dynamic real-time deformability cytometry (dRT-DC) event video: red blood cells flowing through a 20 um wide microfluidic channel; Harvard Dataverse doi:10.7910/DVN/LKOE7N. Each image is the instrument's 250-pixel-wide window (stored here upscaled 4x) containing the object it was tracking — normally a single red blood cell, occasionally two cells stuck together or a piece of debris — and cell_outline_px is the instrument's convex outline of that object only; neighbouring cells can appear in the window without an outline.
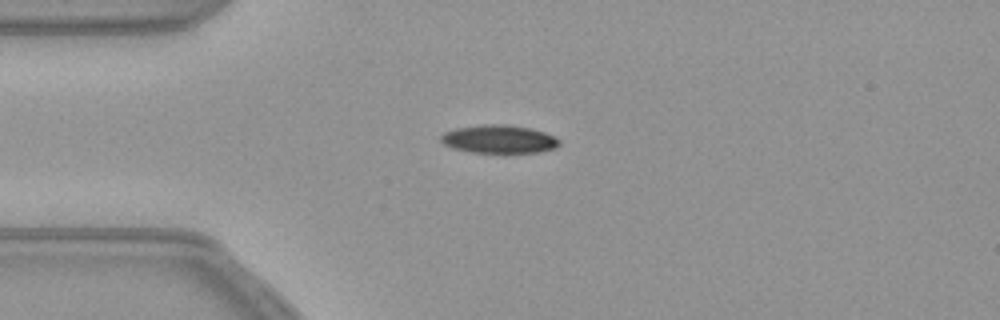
{"species": "common noctule bat (a hibernating species)", "species_latin": "Nyctalus noctula", "temperature_condition": "warm", "stored_images_in_passage": 42, "camera_frame_rate_fps": 3000, "um_per_image_px": 0.085, "animal": {"sex": "female", "body_mass_g": 21.9}, "frame": {"image": 1, "passage_image": 1, "time_ms": 0.0, "image_size_px": [1000, 320], "cell_outline_px": [[560, 144], [556, 148], [540, 152], [504, 156], [472, 152], [452, 148], [444, 144], [440, 140], [440, 136], [444, 132], [456, 128], [480, 124], [504, 124], [532, 128], [556, 136], [560, 140]], "centroid_in_image_um": [42.46, 11.87], "position_along_channel_um": 42.5, "area_um2": 20.58}}
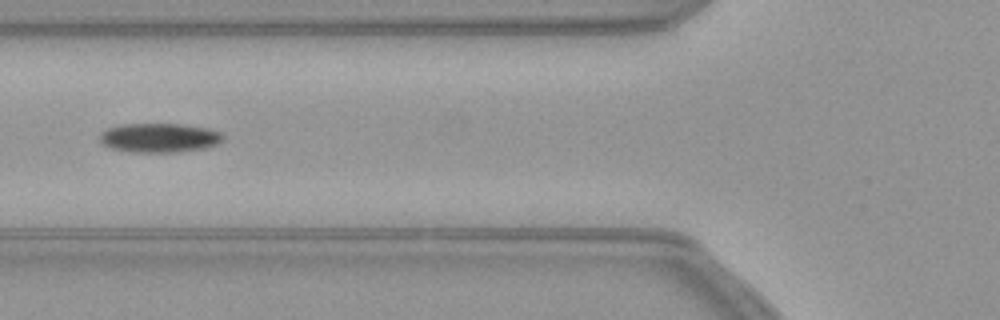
{"frame": {"image": 2, "passage_image": 8, "time_ms": 2.333, "image_size_px": [1000, 320], "cell_outline_px": [[224, 136], [216, 144], [204, 148], [176, 152], [132, 152], [112, 148], [100, 144], [100, 132], [108, 128], [120, 124], [184, 124], [208, 128], [220, 132]], "centroid_in_image_um": [13.5, 11.7], "position_along_channel_um": 112.3, "area_um2": 20.98}}
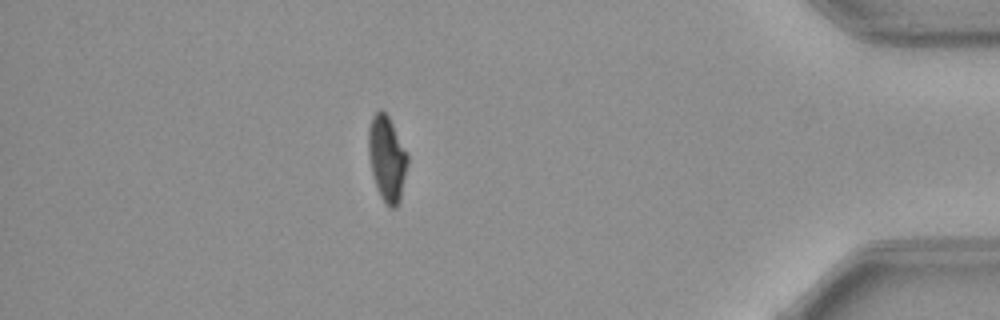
{"frame": {"image": 3, "passage_image": 35, "time_ms": 11.333, "image_size_px": [1000, 320], "cell_outline_px": [[408, 164], [400, 200], [396, 208], [392, 208], [380, 196], [372, 172], [368, 152], [368, 128], [372, 116], [380, 108], [388, 116], [408, 156]], "centroid_in_image_um": [32.88, 13.46], "position_along_channel_um": 402.3, "area_um2": 19.13}}